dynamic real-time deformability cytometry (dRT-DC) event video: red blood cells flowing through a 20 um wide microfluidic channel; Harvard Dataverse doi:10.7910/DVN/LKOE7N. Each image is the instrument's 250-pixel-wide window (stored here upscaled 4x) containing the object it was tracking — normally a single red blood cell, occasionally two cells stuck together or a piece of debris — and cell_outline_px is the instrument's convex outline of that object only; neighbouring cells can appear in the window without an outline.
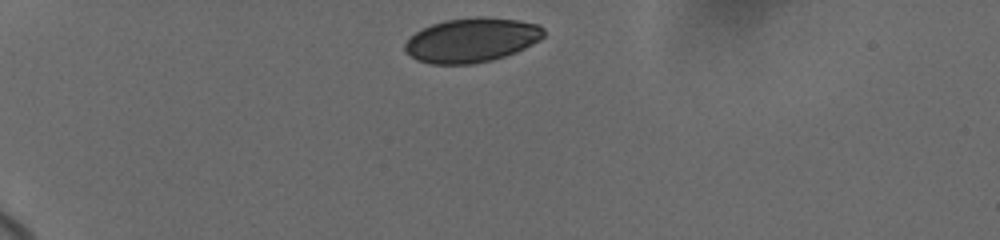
{"species": "human", "species_latin": "Homo sapiens", "temperature_condition": "cold", "stored_images_in_passage": 9, "camera_frame_rate_fps": 3000, "um_per_image_px": 0.085, "donor": {"sex": "female"}, "frame": {"image": 1, "passage_image": 1, "time_ms": 0.0, "image_size_px": [1000, 240], "cell_outline_px": [[544, 36], [540, 40], [516, 52], [492, 60], [472, 64], [432, 64], [416, 60], [404, 52], [404, 44], [416, 32], [432, 24], [444, 20], [476, 16], [480, 16], [516, 20], [540, 24], [544, 28]], "centroid_in_image_um": [40.09, 3.41], "position_along_channel_um": 44.9, "area_um2": 35.95}}
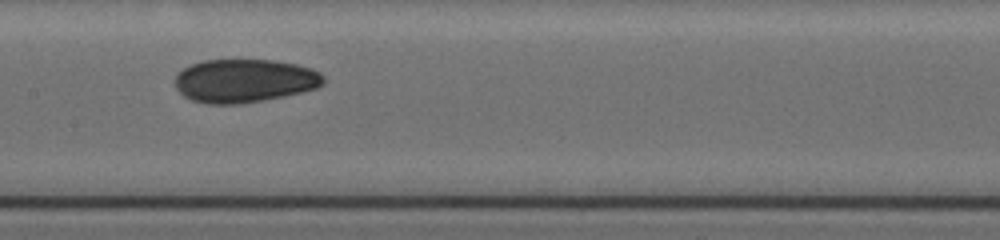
{"frame": {"image": 2, "passage_image": 6, "time_ms": 5.333, "image_size_px": [1000, 240], "cell_outline_px": [[324, 84], [316, 88], [284, 96], [264, 100], [240, 104], [208, 104], [192, 100], [184, 96], [176, 88], [176, 72], [192, 64], [204, 60], [272, 60], [296, 64], [312, 68], [320, 72], [324, 76]], "centroid_in_image_um": [20.79, 6.86], "position_along_channel_um": 186.6, "area_um2": 37.63}}
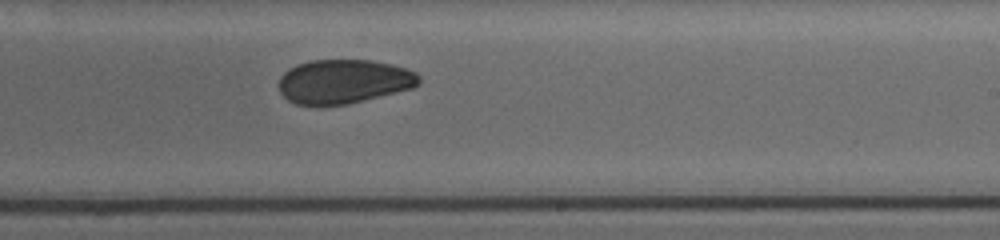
{"frame": {"image": 3, "passage_image": 9, "time_ms": 7.333, "image_size_px": [1000, 240], "cell_outline_px": [[420, 84], [412, 88], [348, 104], [296, 104], [288, 100], [280, 92], [280, 76], [288, 68], [296, 64], [308, 60], [372, 60], [392, 64], [408, 68], [416, 72], [420, 76]], "centroid_in_image_um": [29.24, 6.9], "position_along_channel_um": 259.8, "area_um2": 36.01}}